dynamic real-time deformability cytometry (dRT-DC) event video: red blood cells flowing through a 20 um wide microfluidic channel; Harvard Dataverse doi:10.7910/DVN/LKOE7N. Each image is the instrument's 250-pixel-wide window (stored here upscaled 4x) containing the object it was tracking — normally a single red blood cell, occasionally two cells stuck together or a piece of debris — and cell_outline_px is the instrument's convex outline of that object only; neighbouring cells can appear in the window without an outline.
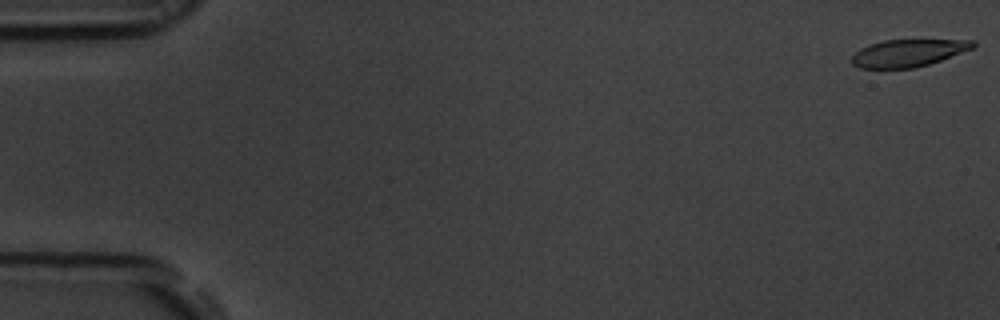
{"species": "common noctule bat (a hibernating species)", "species_latin": "Nyctalus noctula", "temperature_condition": "room temperature", "stored_images_in_passage": 14, "camera_frame_rate_fps": 3000, "um_per_image_px": 0.085, "animal": {"sex": "male", "body_mass_g": 19.5, "forearm_length_mm": 54.6}, "frame": {"image": 1, "passage_image": 1, "time_ms": 0.0, "image_size_px": [1000, 320], "cell_outline_px": [[976, 44], [972, 48], [940, 60], [928, 64], [912, 68], [860, 68], [852, 64], [852, 56], [860, 48], [868, 44], [884, 40], [976, 40]], "centroid_in_image_um": [77.16, 4.5], "position_along_channel_um": 7.8, "area_um2": 19.07}}
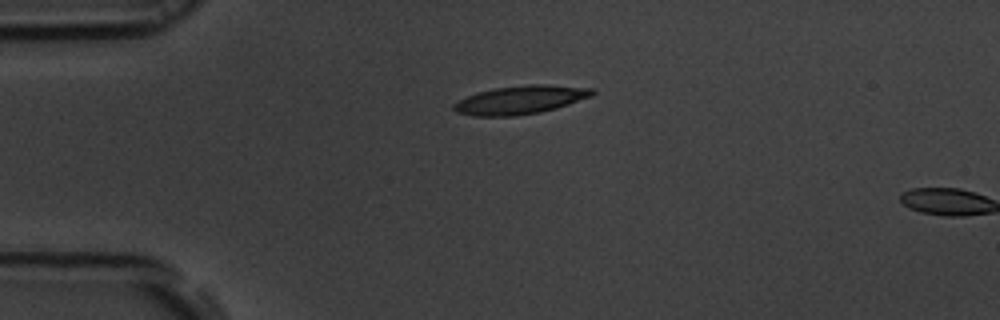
{"frame": {"image": 2, "passage_image": 13, "time_ms": 4.0, "image_size_px": [1000, 320], "cell_outline_px": [[596, 92], [592, 96], [556, 108], [540, 112], [516, 116], [472, 116], [456, 112], [452, 108], [452, 104], [476, 92], [496, 88], [528, 84], [548, 84], [592, 88]], "centroid_in_image_um": [44.23, 8.49], "position_along_channel_um": 40.8, "area_um2": 23.0}}